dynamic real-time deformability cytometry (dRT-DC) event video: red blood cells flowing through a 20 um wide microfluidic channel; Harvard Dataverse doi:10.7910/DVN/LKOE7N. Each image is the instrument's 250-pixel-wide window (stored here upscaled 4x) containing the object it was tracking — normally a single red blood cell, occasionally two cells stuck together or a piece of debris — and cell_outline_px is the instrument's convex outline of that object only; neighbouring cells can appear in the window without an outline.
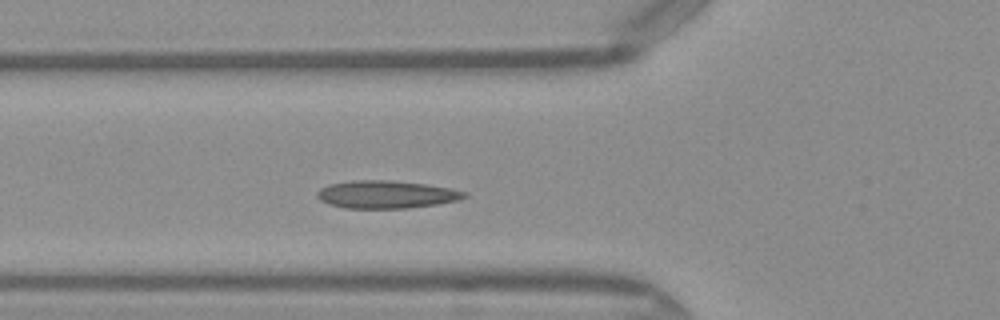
{"species": "Egyptian fruit bat (a non-hibernating species)", "species_latin": "Rousettus aegyptiacus", "temperature_condition": "warm", "stored_images_in_passage": 32, "camera_frame_rate_fps": 3000, "um_per_image_px": 0.085, "frame": {"image": 1, "passage_image": 7, "time_ms": 2.0, "image_size_px": [1000, 320], "cell_outline_px": [[468, 196], [460, 200], [436, 204], [408, 208], [344, 208], [328, 204], [320, 200], [316, 196], [316, 192], [320, 188], [328, 184], [352, 180], [392, 180], [424, 184], [452, 188], [468, 192]], "centroid_in_image_um": [32.83, 16.52], "position_along_channel_um": 93.0, "area_um2": 24.04}}
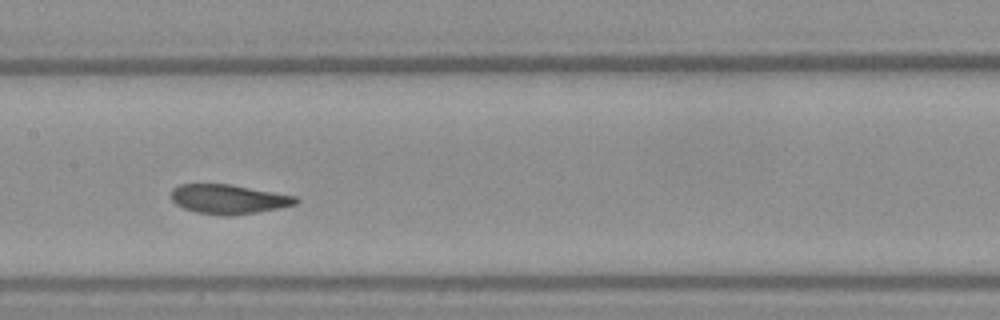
{"frame": {"image": 2, "passage_image": 14, "time_ms": 4.333, "image_size_px": [1000, 320], "cell_outline_px": [[300, 200], [296, 204], [280, 208], [256, 212], [228, 216], [224, 216], [196, 212], [184, 208], [176, 204], [172, 200], [172, 188], [180, 184], [232, 184], [296, 196]], "centroid_in_image_um": [19.44, 16.92], "position_along_channel_um": 188.0, "area_um2": 21.39}}
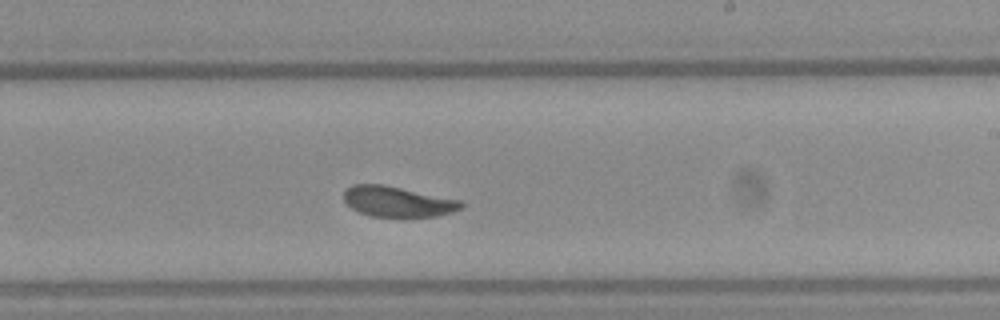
{"frame": {"image": 3, "passage_image": 19, "time_ms": 6.0, "image_size_px": [1000, 320], "cell_outline_px": [[464, 204], [460, 208], [452, 212], [436, 216], [372, 216], [360, 212], [352, 208], [344, 200], [344, 192], [352, 184], [384, 184], [460, 200]], "centroid_in_image_um": [33.79, 17.12], "position_along_channel_um": 255.2, "area_um2": 20.52}, "authors_computed_cell_mechanics": {"area_um2": 22.6576, "velocity_mm_per_s": 4.0757, "shape_relaxation_time_tau1_ms": 2.562, "shape_relaxation_time_tau2_ms": 1.2978, "deformation_change_tau1": 0.0947, "deformation_change_tau2": 0.0572}}